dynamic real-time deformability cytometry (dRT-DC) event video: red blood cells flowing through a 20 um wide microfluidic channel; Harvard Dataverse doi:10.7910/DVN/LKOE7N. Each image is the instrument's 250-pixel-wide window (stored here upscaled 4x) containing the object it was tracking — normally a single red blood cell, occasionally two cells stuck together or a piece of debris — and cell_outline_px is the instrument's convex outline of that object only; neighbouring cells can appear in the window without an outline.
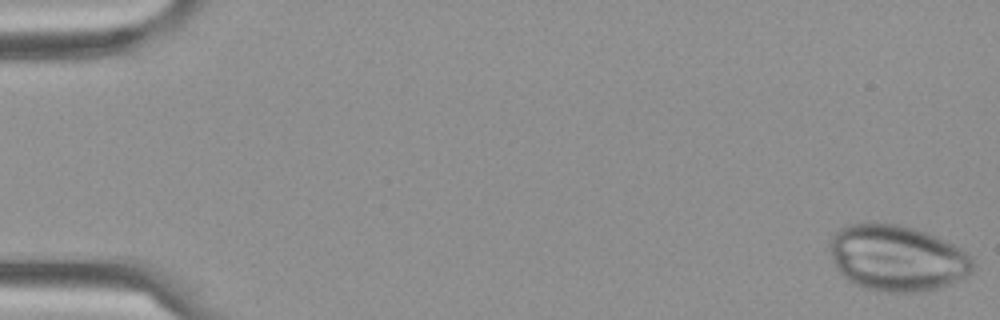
{"species": "Egyptian fruit bat (a non-hibernating species)", "species_latin": "Rousettus aegyptiacus", "temperature_condition": "cold", "stored_images_in_passage": 5, "camera_frame_rate_fps": 3000, "um_per_image_px": 0.085, "frame": {"image": 1, "passage_image": 1, "time_ms": 0.0, "image_size_px": [1000, 320], "cell_outline_px": [[972, 268], [968, 276], [948, 284], [936, 288], [916, 292], [884, 292], [864, 288], [848, 280], [840, 272], [832, 256], [828, 244], [832, 236], [840, 228], [848, 224], [900, 224], [936, 236], [960, 248], [972, 256]], "centroid_in_image_um": [76.24, 21.94], "position_along_channel_um": 8.8, "area_um2": 54.51}}